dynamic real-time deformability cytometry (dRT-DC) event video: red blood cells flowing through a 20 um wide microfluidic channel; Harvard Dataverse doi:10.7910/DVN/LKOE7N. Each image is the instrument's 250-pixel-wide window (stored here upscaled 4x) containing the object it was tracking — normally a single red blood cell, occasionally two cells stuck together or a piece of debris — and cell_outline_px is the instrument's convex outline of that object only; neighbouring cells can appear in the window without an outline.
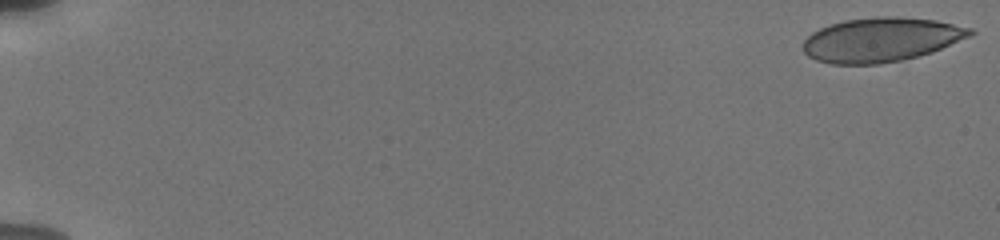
{"species": "human", "species_latin": "Homo sapiens", "temperature_condition": "cold", "stored_images_in_passage": 64, "camera_frame_rate_fps": 3000, "um_per_image_px": 0.085, "donor": {"sex": "male"}, "frame": {"image": 1, "passage_image": 1, "time_ms": 0.0, "image_size_px": [1000, 240], "cell_outline_px": [[976, 32], [968, 36], [932, 52], [900, 60], [880, 64], [832, 64], [816, 60], [808, 56], [804, 52], [804, 40], [812, 32], [820, 28], [844, 20], [876, 16], [896, 16], [936, 20], [972, 28]], "centroid_in_image_um": [74.87, 3.36], "position_along_channel_um": 10.1, "area_um2": 42.83}}
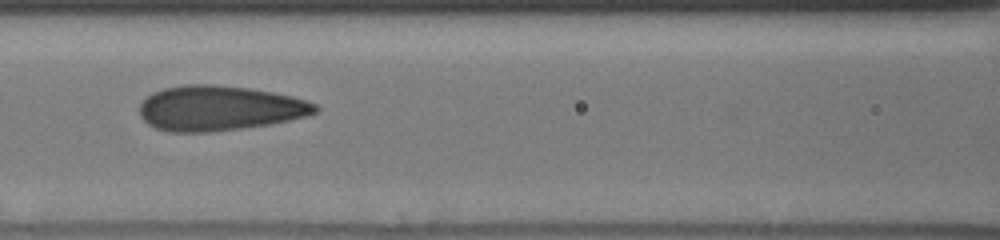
{"frame": {"image": 2, "passage_image": 34, "time_ms": 8.667, "image_size_px": [1000, 240], "cell_outline_px": [[320, 108], [316, 112], [308, 116], [268, 124], [212, 132], [168, 132], [156, 128], [148, 124], [140, 116], [140, 104], [152, 92], [164, 88], [184, 84], [212, 84], [252, 88], [292, 96], [316, 104]], "centroid_in_image_um": [18.63, 9.19], "position_along_channel_um": 148.0, "area_um2": 46.12}}
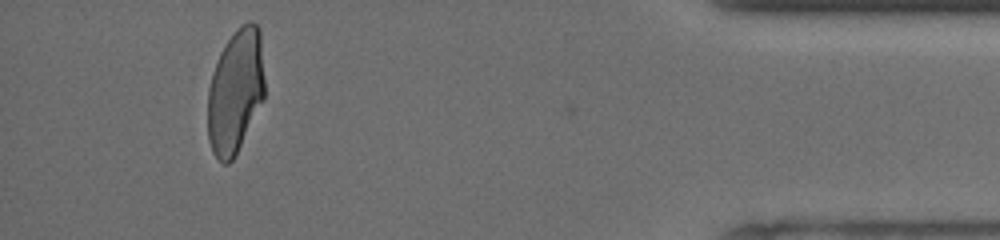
{"frame": {"image": 3, "passage_image": 61, "time_ms": 17.0, "image_size_px": [1000, 240], "cell_outline_px": [[264, 100], [232, 160], [228, 164], [224, 164], [212, 152], [208, 140], [208, 88], [212, 72], [220, 52], [236, 28], [240, 24], [248, 20], [252, 20], [260, 28], [264, 76]], "centroid_in_image_um": [20.02, 7.72], "position_along_channel_um": 415.2, "area_um2": 41.38}, "authors_computed_cell_mechanics": {"area_um2": 44.217, "velocity_mm_per_s": 3.7924, "shape_relaxation_time_tau1_ms": 7.5733, "shape_relaxation_time_tau2_ms": 0.8095, "deformation_change_tau1": 0.2087, "deformation_change_tau2": 0.0787}}